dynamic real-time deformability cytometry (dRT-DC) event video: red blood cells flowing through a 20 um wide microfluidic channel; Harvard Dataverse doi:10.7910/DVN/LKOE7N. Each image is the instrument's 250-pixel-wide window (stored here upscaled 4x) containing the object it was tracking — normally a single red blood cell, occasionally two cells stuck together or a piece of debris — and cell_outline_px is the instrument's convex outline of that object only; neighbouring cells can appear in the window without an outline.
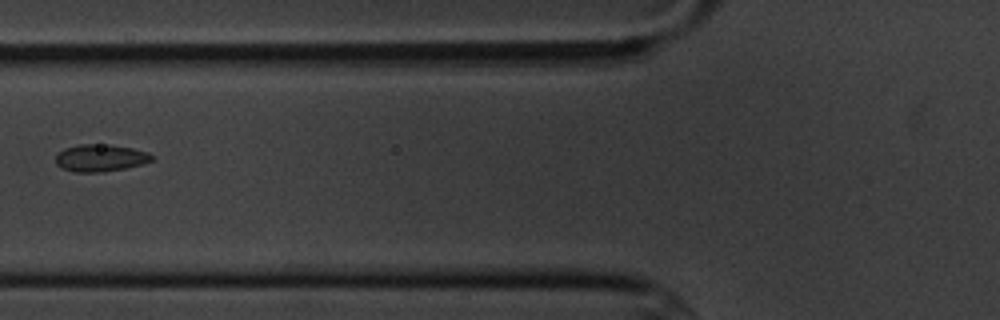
{"species": "common noctule bat (a hibernating species)", "species_latin": "Nyctalus noctula", "temperature_condition": "cold", "stored_images_in_passage": 6, "camera_frame_rate_fps": 3000, "um_per_image_px": 0.085, "animal": {"sex": "male", "body_mass_g": 20.1, "forearm_length_mm": 53.5}, "frame": {"image": 1, "passage_image": 6, "time_ms": 5.667, "image_size_px": [1000, 320], "cell_outline_px": [[156, 156], [152, 160], [144, 164], [104, 172], [76, 172], [60, 168], [56, 164], [56, 152], [64, 148], [80, 144], [108, 144], [132, 148], [148, 152]], "centroid_in_image_um": [8.53, 13.42], "position_along_channel_um": 117.3, "area_um2": 15.49}}